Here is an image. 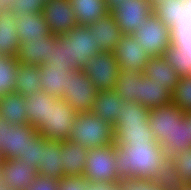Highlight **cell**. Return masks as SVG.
I'll list each match as a JSON object with an SVG mask.
<instances>
[{
	"instance_id": "6da1fadb",
	"label": "cell",
	"mask_w": 191,
	"mask_h": 190,
	"mask_svg": "<svg viewBox=\"0 0 191 190\" xmlns=\"http://www.w3.org/2000/svg\"><path fill=\"white\" fill-rule=\"evenodd\" d=\"M116 173L119 181L131 177L153 180L168 161L161 145H115Z\"/></svg>"
},
{
	"instance_id": "7a4b0ae2",
	"label": "cell",
	"mask_w": 191,
	"mask_h": 190,
	"mask_svg": "<svg viewBox=\"0 0 191 190\" xmlns=\"http://www.w3.org/2000/svg\"><path fill=\"white\" fill-rule=\"evenodd\" d=\"M95 36L86 26L76 25L64 35H56L51 45L50 57L44 66L80 70L85 62L99 52Z\"/></svg>"
},
{
	"instance_id": "3957f363",
	"label": "cell",
	"mask_w": 191,
	"mask_h": 190,
	"mask_svg": "<svg viewBox=\"0 0 191 190\" xmlns=\"http://www.w3.org/2000/svg\"><path fill=\"white\" fill-rule=\"evenodd\" d=\"M150 109L137 103H127L117 117L114 130L115 145L150 144L155 141L149 128Z\"/></svg>"
},
{
	"instance_id": "277c9868",
	"label": "cell",
	"mask_w": 191,
	"mask_h": 190,
	"mask_svg": "<svg viewBox=\"0 0 191 190\" xmlns=\"http://www.w3.org/2000/svg\"><path fill=\"white\" fill-rule=\"evenodd\" d=\"M68 139L90 150L114 144V130L111 125L91 111L81 112L77 114Z\"/></svg>"
},
{
	"instance_id": "5b68a950",
	"label": "cell",
	"mask_w": 191,
	"mask_h": 190,
	"mask_svg": "<svg viewBox=\"0 0 191 190\" xmlns=\"http://www.w3.org/2000/svg\"><path fill=\"white\" fill-rule=\"evenodd\" d=\"M84 177L91 183L117 184L115 144L92 148L87 152Z\"/></svg>"
},
{
	"instance_id": "8992f818",
	"label": "cell",
	"mask_w": 191,
	"mask_h": 190,
	"mask_svg": "<svg viewBox=\"0 0 191 190\" xmlns=\"http://www.w3.org/2000/svg\"><path fill=\"white\" fill-rule=\"evenodd\" d=\"M171 30L152 12L143 19L133 36L150 56H163L172 43Z\"/></svg>"
},
{
	"instance_id": "52a82bcc",
	"label": "cell",
	"mask_w": 191,
	"mask_h": 190,
	"mask_svg": "<svg viewBox=\"0 0 191 190\" xmlns=\"http://www.w3.org/2000/svg\"><path fill=\"white\" fill-rule=\"evenodd\" d=\"M78 112L62 99H56L48 106L46 122L37 130L45 139L67 140L75 124Z\"/></svg>"
},
{
	"instance_id": "ba28073f",
	"label": "cell",
	"mask_w": 191,
	"mask_h": 190,
	"mask_svg": "<svg viewBox=\"0 0 191 190\" xmlns=\"http://www.w3.org/2000/svg\"><path fill=\"white\" fill-rule=\"evenodd\" d=\"M82 70L99 92L113 90L120 71L112 51L94 54L85 62Z\"/></svg>"
},
{
	"instance_id": "9c48e42d",
	"label": "cell",
	"mask_w": 191,
	"mask_h": 190,
	"mask_svg": "<svg viewBox=\"0 0 191 190\" xmlns=\"http://www.w3.org/2000/svg\"><path fill=\"white\" fill-rule=\"evenodd\" d=\"M98 92L82 69L71 70L67 90L63 92L61 99L78 113L90 112Z\"/></svg>"
},
{
	"instance_id": "30bf717a",
	"label": "cell",
	"mask_w": 191,
	"mask_h": 190,
	"mask_svg": "<svg viewBox=\"0 0 191 190\" xmlns=\"http://www.w3.org/2000/svg\"><path fill=\"white\" fill-rule=\"evenodd\" d=\"M37 130L30 124L15 125L0 120V156L2 159H22L28 138Z\"/></svg>"
},
{
	"instance_id": "8fae6325",
	"label": "cell",
	"mask_w": 191,
	"mask_h": 190,
	"mask_svg": "<svg viewBox=\"0 0 191 190\" xmlns=\"http://www.w3.org/2000/svg\"><path fill=\"white\" fill-rule=\"evenodd\" d=\"M184 115V111L172 102L150 109L148 125L153 132L155 141L162 145L165 141L173 140L174 128L176 124H180Z\"/></svg>"
},
{
	"instance_id": "7c38bea8",
	"label": "cell",
	"mask_w": 191,
	"mask_h": 190,
	"mask_svg": "<svg viewBox=\"0 0 191 190\" xmlns=\"http://www.w3.org/2000/svg\"><path fill=\"white\" fill-rule=\"evenodd\" d=\"M52 35H64L78 25L70 0H50L42 9Z\"/></svg>"
},
{
	"instance_id": "4fadbf2b",
	"label": "cell",
	"mask_w": 191,
	"mask_h": 190,
	"mask_svg": "<svg viewBox=\"0 0 191 190\" xmlns=\"http://www.w3.org/2000/svg\"><path fill=\"white\" fill-rule=\"evenodd\" d=\"M152 10L149 0H125L112 15L123 34H133Z\"/></svg>"
},
{
	"instance_id": "5bb4252c",
	"label": "cell",
	"mask_w": 191,
	"mask_h": 190,
	"mask_svg": "<svg viewBox=\"0 0 191 190\" xmlns=\"http://www.w3.org/2000/svg\"><path fill=\"white\" fill-rule=\"evenodd\" d=\"M112 52L119 70L132 68L143 72L150 57L132 34H123Z\"/></svg>"
},
{
	"instance_id": "9a60e30c",
	"label": "cell",
	"mask_w": 191,
	"mask_h": 190,
	"mask_svg": "<svg viewBox=\"0 0 191 190\" xmlns=\"http://www.w3.org/2000/svg\"><path fill=\"white\" fill-rule=\"evenodd\" d=\"M2 180L14 190H26L36 176V171L21 159H2Z\"/></svg>"
},
{
	"instance_id": "2e32d148",
	"label": "cell",
	"mask_w": 191,
	"mask_h": 190,
	"mask_svg": "<svg viewBox=\"0 0 191 190\" xmlns=\"http://www.w3.org/2000/svg\"><path fill=\"white\" fill-rule=\"evenodd\" d=\"M153 13L172 30L191 17V2L187 0H162L153 6Z\"/></svg>"
},
{
	"instance_id": "e0dca14e",
	"label": "cell",
	"mask_w": 191,
	"mask_h": 190,
	"mask_svg": "<svg viewBox=\"0 0 191 190\" xmlns=\"http://www.w3.org/2000/svg\"><path fill=\"white\" fill-rule=\"evenodd\" d=\"M86 27L95 36L99 51H113L123 35L111 13L98 18L93 24H88Z\"/></svg>"
},
{
	"instance_id": "ac0fdd59",
	"label": "cell",
	"mask_w": 191,
	"mask_h": 190,
	"mask_svg": "<svg viewBox=\"0 0 191 190\" xmlns=\"http://www.w3.org/2000/svg\"><path fill=\"white\" fill-rule=\"evenodd\" d=\"M60 140L45 139L42 137V165L36 174L45 175L49 179L63 178V166Z\"/></svg>"
},
{
	"instance_id": "d6986e66",
	"label": "cell",
	"mask_w": 191,
	"mask_h": 190,
	"mask_svg": "<svg viewBox=\"0 0 191 190\" xmlns=\"http://www.w3.org/2000/svg\"><path fill=\"white\" fill-rule=\"evenodd\" d=\"M17 15L10 7H6L0 12V55L17 56L20 49L15 25Z\"/></svg>"
},
{
	"instance_id": "ffe728a7",
	"label": "cell",
	"mask_w": 191,
	"mask_h": 190,
	"mask_svg": "<svg viewBox=\"0 0 191 190\" xmlns=\"http://www.w3.org/2000/svg\"><path fill=\"white\" fill-rule=\"evenodd\" d=\"M15 25L20 44L24 41L35 42L38 39H47L51 35L42 12L30 13L26 16L17 15Z\"/></svg>"
},
{
	"instance_id": "44dd1931",
	"label": "cell",
	"mask_w": 191,
	"mask_h": 190,
	"mask_svg": "<svg viewBox=\"0 0 191 190\" xmlns=\"http://www.w3.org/2000/svg\"><path fill=\"white\" fill-rule=\"evenodd\" d=\"M56 41V35H50L47 39H38L33 42L24 41L20 44L17 53L19 64L23 65H44L50 57L51 45Z\"/></svg>"
},
{
	"instance_id": "7402d4cb",
	"label": "cell",
	"mask_w": 191,
	"mask_h": 190,
	"mask_svg": "<svg viewBox=\"0 0 191 190\" xmlns=\"http://www.w3.org/2000/svg\"><path fill=\"white\" fill-rule=\"evenodd\" d=\"M127 103L113 90L100 91L91 112L113 127L117 117L120 116L121 110L126 108Z\"/></svg>"
},
{
	"instance_id": "603a6c76",
	"label": "cell",
	"mask_w": 191,
	"mask_h": 190,
	"mask_svg": "<svg viewBox=\"0 0 191 190\" xmlns=\"http://www.w3.org/2000/svg\"><path fill=\"white\" fill-rule=\"evenodd\" d=\"M143 75L151 80L154 79L155 84L159 83L171 92H173L176 84L180 81L177 70L171 67L163 56L149 57L143 70Z\"/></svg>"
},
{
	"instance_id": "cb8c5ba5",
	"label": "cell",
	"mask_w": 191,
	"mask_h": 190,
	"mask_svg": "<svg viewBox=\"0 0 191 190\" xmlns=\"http://www.w3.org/2000/svg\"><path fill=\"white\" fill-rule=\"evenodd\" d=\"M88 149L69 139L61 142V156L64 176H79L85 171Z\"/></svg>"
},
{
	"instance_id": "d4e9b609",
	"label": "cell",
	"mask_w": 191,
	"mask_h": 190,
	"mask_svg": "<svg viewBox=\"0 0 191 190\" xmlns=\"http://www.w3.org/2000/svg\"><path fill=\"white\" fill-rule=\"evenodd\" d=\"M172 101V92L155 84L154 79H149L145 75L140 77L139 104L148 109L164 106Z\"/></svg>"
},
{
	"instance_id": "484cf974",
	"label": "cell",
	"mask_w": 191,
	"mask_h": 190,
	"mask_svg": "<svg viewBox=\"0 0 191 190\" xmlns=\"http://www.w3.org/2000/svg\"><path fill=\"white\" fill-rule=\"evenodd\" d=\"M56 99L57 98L46 94L44 91L25 97V115L28 123L36 130L46 122L48 106H51V103Z\"/></svg>"
},
{
	"instance_id": "4316f807",
	"label": "cell",
	"mask_w": 191,
	"mask_h": 190,
	"mask_svg": "<svg viewBox=\"0 0 191 190\" xmlns=\"http://www.w3.org/2000/svg\"><path fill=\"white\" fill-rule=\"evenodd\" d=\"M40 69L42 91L57 99H61L63 92L67 90L68 78L71 77V70L65 71V68L44 65H41Z\"/></svg>"
},
{
	"instance_id": "83f0119b",
	"label": "cell",
	"mask_w": 191,
	"mask_h": 190,
	"mask_svg": "<svg viewBox=\"0 0 191 190\" xmlns=\"http://www.w3.org/2000/svg\"><path fill=\"white\" fill-rule=\"evenodd\" d=\"M25 97L17 91L0 97V117L15 125L29 124L25 115Z\"/></svg>"
},
{
	"instance_id": "f1b7e54d",
	"label": "cell",
	"mask_w": 191,
	"mask_h": 190,
	"mask_svg": "<svg viewBox=\"0 0 191 190\" xmlns=\"http://www.w3.org/2000/svg\"><path fill=\"white\" fill-rule=\"evenodd\" d=\"M78 25L93 24L109 14L106 0H70Z\"/></svg>"
},
{
	"instance_id": "f546056e",
	"label": "cell",
	"mask_w": 191,
	"mask_h": 190,
	"mask_svg": "<svg viewBox=\"0 0 191 190\" xmlns=\"http://www.w3.org/2000/svg\"><path fill=\"white\" fill-rule=\"evenodd\" d=\"M143 72L135 69L120 70L113 91L123 101L139 104L140 77Z\"/></svg>"
},
{
	"instance_id": "4dcf8cb0",
	"label": "cell",
	"mask_w": 191,
	"mask_h": 190,
	"mask_svg": "<svg viewBox=\"0 0 191 190\" xmlns=\"http://www.w3.org/2000/svg\"><path fill=\"white\" fill-rule=\"evenodd\" d=\"M40 65L19 64L16 70L15 91L24 97L42 91Z\"/></svg>"
},
{
	"instance_id": "1f68e13d",
	"label": "cell",
	"mask_w": 191,
	"mask_h": 190,
	"mask_svg": "<svg viewBox=\"0 0 191 190\" xmlns=\"http://www.w3.org/2000/svg\"><path fill=\"white\" fill-rule=\"evenodd\" d=\"M190 117L185 113L180 124H176L173 131V140L165 141L161 147L167 158H172L183 150L191 148Z\"/></svg>"
},
{
	"instance_id": "d6a6232c",
	"label": "cell",
	"mask_w": 191,
	"mask_h": 190,
	"mask_svg": "<svg viewBox=\"0 0 191 190\" xmlns=\"http://www.w3.org/2000/svg\"><path fill=\"white\" fill-rule=\"evenodd\" d=\"M163 57L177 70L180 77L191 76V50L171 43Z\"/></svg>"
},
{
	"instance_id": "836d02e7",
	"label": "cell",
	"mask_w": 191,
	"mask_h": 190,
	"mask_svg": "<svg viewBox=\"0 0 191 190\" xmlns=\"http://www.w3.org/2000/svg\"><path fill=\"white\" fill-rule=\"evenodd\" d=\"M17 56L0 55V97L15 91L16 70L18 68Z\"/></svg>"
},
{
	"instance_id": "e575fe53",
	"label": "cell",
	"mask_w": 191,
	"mask_h": 190,
	"mask_svg": "<svg viewBox=\"0 0 191 190\" xmlns=\"http://www.w3.org/2000/svg\"><path fill=\"white\" fill-rule=\"evenodd\" d=\"M153 181L162 188V190H182L186 185L184 180L178 174V170L168 160L163 169L153 179Z\"/></svg>"
},
{
	"instance_id": "d590c367",
	"label": "cell",
	"mask_w": 191,
	"mask_h": 190,
	"mask_svg": "<svg viewBox=\"0 0 191 190\" xmlns=\"http://www.w3.org/2000/svg\"><path fill=\"white\" fill-rule=\"evenodd\" d=\"M184 113L191 112V76L180 77L172 92V101Z\"/></svg>"
},
{
	"instance_id": "8d00e7d4",
	"label": "cell",
	"mask_w": 191,
	"mask_h": 190,
	"mask_svg": "<svg viewBox=\"0 0 191 190\" xmlns=\"http://www.w3.org/2000/svg\"><path fill=\"white\" fill-rule=\"evenodd\" d=\"M42 136L36 131L31 138H28L27 148L21 159L26 162L29 167H32L36 172L39 166L42 165Z\"/></svg>"
},
{
	"instance_id": "74e56055",
	"label": "cell",
	"mask_w": 191,
	"mask_h": 190,
	"mask_svg": "<svg viewBox=\"0 0 191 190\" xmlns=\"http://www.w3.org/2000/svg\"><path fill=\"white\" fill-rule=\"evenodd\" d=\"M186 184H191V148L168 159Z\"/></svg>"
},
{
	"instance_id": "f35d334b",
	"label": "cell",
	"mask_w": 191,
	"mask_h": 190,
	"mask_svg": "<svg viewBox=\"0 0 191 190\" xmlns=\"http://www.w3.org/2000/svg\"><path fill=\"white\" fill-rule=\"evenodd\" d=\"M172 43L191 50V17L171 30Z\"/></svg>"
},
{
	"instance_id": "ab89813d",
	"label": "cell",
	"mask_w": 191,
	"mask_h": 190,
	"mask_svg": "<svg viewBox=\"0 0 191 190\" xmlns=\"http://www.w3.org/2000/svg\"><path fill=\"white\" fill-rule=\"evenodd\" d=\"M44 2L42 0H13L9 6L18 16H26L30 13L42 12Z\"/></svg>"
},
{
	"instance_id": "60d3db41",
	"label": "cell",
	"mask_w": 191,
	"mask_h": 190,
	"mask_svg": "<svg viewBox=\"0 0 191 190\" xmlns=\"http://www.w3.org/2000/svg\"><path fill=\"white\" fill-rule=\"evenodd\" d=\"M119 190H162L153 180L131 177L119 181Z\"/></svg>"
},
{
	"instance_id": "b9f144b4",
	"label": "cell",
	"mask_w": 191,
	"mask_h": 190,
	"mask_svg": "<svg viewBox=\"0 0 191 190\" xmlns=\"http://www.w3.org/2000/svg\"><path fill=\"white\" fill-rule=\"evenodd\" d=\"M90 181L84 177L79 176H64L57 180L58 190H88Z\"/></svg>"
},
{
	"instance_id": "7bdbcfd3",
	"label": "cell",
	"mask_w": 191,
	"mask_h": 190,
	"mask_svg": "<svg viewBox=\"0 0 191 190\" xmlns=\"http://www.w3.org/2000/svg\"><path fill=\"white\" fill-rule=\"evenodd\" d=\"M26 190H58L57 180L49 179L45 175L36 174L31 185Z\"/></svg>"
},
{
	"instance_id": "ee69618b",
	"label": "cell",
	"mask_w": 191,
	"mask_h": 190,
	"mask_svg": "<svg viewBox=\"0 0 191 190\" xmlns=\"http://www.w3.org/2000/svg\"><path fill=\"white\" fill-rule=\"evenodd\" d=\"M88 190H119V182L117 184H111L108 182L103 183H89Z\"/></svg>"
},
{
	"instance_id": "f6af8a7d",
	"label": "cell",
	"mask_w": 191,
	"mask_h": 190,
	"mask_svg": "<svg viewBox=\"0 0 191 190\" xmlns=\"http://www.w3.org/2000/svg\"><path fill=\"white\" fill-rule=\"evenodd\" d=\"M124 1L125 0H106L109 12L112 14L120 6V3Z\"/></svg>"
},
{
	"instance_id": "bcb514c9",
	"label": "cell",
	"mask_w": 191,
	"mask_h": 190,
	"mask_svg": "<svg viewBox=\"0 0 191 190\" xmlns=\"http://www.w3.org/2000/svg\"><path fill=\"white\" fill-rule=\"evenodd\" d=\"M7 186L4 184L2 180V173H0V190H7Z\"/></svg>"
},
{
	"instance_id": "7dc6e473",
	"label": "cell",
	"mask_w": 191,
	"mask_h": 190,
	"mask_svg": "<svg viewBox=\"0 0 191 190\" xmlns=\"http://www.w3.org/2000/svg\"><path fill=\"white\" fill-rule=\"evenodd\" d=\"M13 0H0V3L3 4V6L6 8V7H9L11 5Z\"/></svg>"
},
{
	"instance_id": "c3c4849f",
	"label": "cell",
	"mask_w": 191,
	"mask_h": 190,
	"mask_svg": "<svg viewBox=\"0 0 191 190\" xmlns=\"http://www.w3.org/2000/svg\"><path fill=\"white\" fill-rule=\"evenodd\" d=\"M149 1H150V4H151L152 6H154L155 4L161 2L162 0H149Z\"/></svg>"
},
{
	"instance_id": "681fc988",
	"label": "cell",
	"mask_w": 191,
	"mask_h": 190,
	"mask_svg": "<svg viewBox=\"0 0 191 190\" xmlns=\"http://www.w3.org/2000/svg\"><path fill=\"white\" fill-rule=\"evenodd\" d=\"M182 190H191V184H186Z\"/></svg>"
},
{
	"instance_id": "f907efd6",
	"label": "cell",
	"mask_w": 191,
	"mask_h": 190,
	"mask_svg": "<svg viewBox=\"0 0 191 190\" xmlns=\"http://www.w3.org/2000/svg\"><path fill=\"white\" fill-rule=\"evenodd\" d=\"M190 117V124H191V112L186 113ZM190 131H191V125H190Z\"/></svg>"
},
{
	"instance_id": "816d5d0a",
	"label": "cell",
	"mask_w": 191,
	"mask_h": 190,
	"mask_svg": "<svg viewBox=\"0 0 191 190\" xmlns=\"http://www.w3.org/2000/svg\"><path fill=\"white\" fill-rule=\"evenodd\" d=\"M5 7L3 6L2 3H0V12L4 9Z\"/></svg>"
},
{
	"instance_id": "f5cc1de1",
	"label": "cell",
	"mask_w": 191,
	"mask_h": 190,
	"mask_svg": "<svg viewBox=\"0 0 191 190\" xmlns=\"http://www.w3.org/2000/svg\"><path fill=\"white\" fill-rule=\"evenodd\" d=\"M1 161H2V158L0 156V173H1Z\"/></svg>"
}]
</instances>
